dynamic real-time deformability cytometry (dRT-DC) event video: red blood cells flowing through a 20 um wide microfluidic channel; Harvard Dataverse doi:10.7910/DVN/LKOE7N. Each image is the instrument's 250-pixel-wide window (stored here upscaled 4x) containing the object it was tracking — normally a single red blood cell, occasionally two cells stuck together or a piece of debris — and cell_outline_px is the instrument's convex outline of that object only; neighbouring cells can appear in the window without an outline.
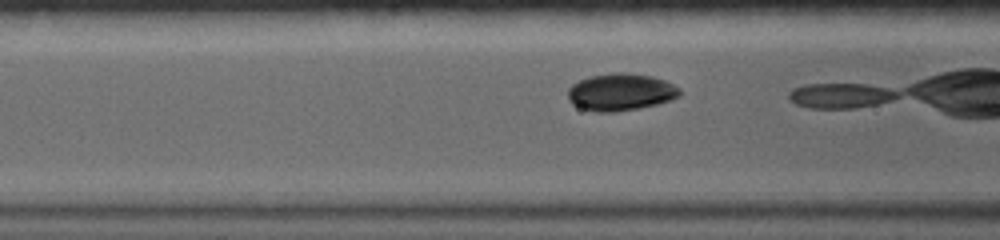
{"species": "common noctule bat (a hibernating species)", "species_latin": "Nyctalus noctula", "temperature_condition": "warm", "stored_images_in_passage": 8, "camera_frame_rate_fps": 5000, "um_per_image_px": 0.085, "animal": {"sex": "female", "body_mass_g": 19.0, "forearm_length_mm": 56.7}, "frame": {"image": 1, "passage_image": 4, "time_ms": 0.6, "image_size_px": [1000, 240], "cell_outline_px": [[680, 96], [672, 100], [640, 108], [616, 112], [596, 112], [580, 108], [572, 104], [568, 100], [568, 88], [572, 84], [588, 76], [612, 72], [628, 72], [652, 76], [664, 80], [680, 88]], "centroid_in_image_um": [52.74, 7.82], "position_along_channel_um": 113.9, "area_um2": 24.57}}